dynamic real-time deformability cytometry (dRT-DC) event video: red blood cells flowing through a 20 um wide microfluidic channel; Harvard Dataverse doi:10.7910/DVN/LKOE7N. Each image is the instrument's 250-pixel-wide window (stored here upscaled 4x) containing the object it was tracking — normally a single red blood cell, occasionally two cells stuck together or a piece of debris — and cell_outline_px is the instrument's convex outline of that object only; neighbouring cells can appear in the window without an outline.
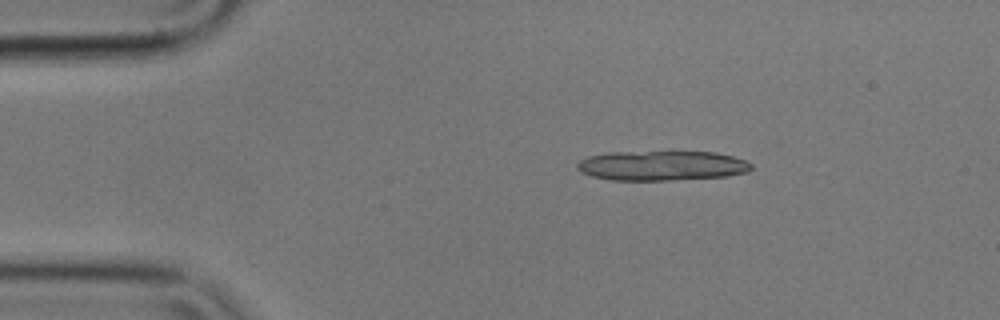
{"species": "common noctule bat (a hibernating species)", "species_latin": "Nyctalus noctula", "temperature_condition": "cold", "stored_images_in_passage": 5, "camera_frame_rate_fps": 3000, "um_per_image_px": 0.085, "animal": {"sex": "male", "body_mass_g": 17.9}, "frame": {"image": 1, "passage_image": 3, "time_ms": 0.667, "image_size_px": [1000, 320], "cell_outline_px": [[752, 168], [748, 172], [728, 176], [668, 180], [612, 180], [592, 176], [580, 172], [576, 168], [576, 164], [580, 160], [588, 156], [608, 152], [716, 152], [732, 156], [744, 160], [752, 164]], "centroid_in_image_um": [56.24, 14.08], "position_along_channel_um": 28.8, "area_um2": 30.23}}